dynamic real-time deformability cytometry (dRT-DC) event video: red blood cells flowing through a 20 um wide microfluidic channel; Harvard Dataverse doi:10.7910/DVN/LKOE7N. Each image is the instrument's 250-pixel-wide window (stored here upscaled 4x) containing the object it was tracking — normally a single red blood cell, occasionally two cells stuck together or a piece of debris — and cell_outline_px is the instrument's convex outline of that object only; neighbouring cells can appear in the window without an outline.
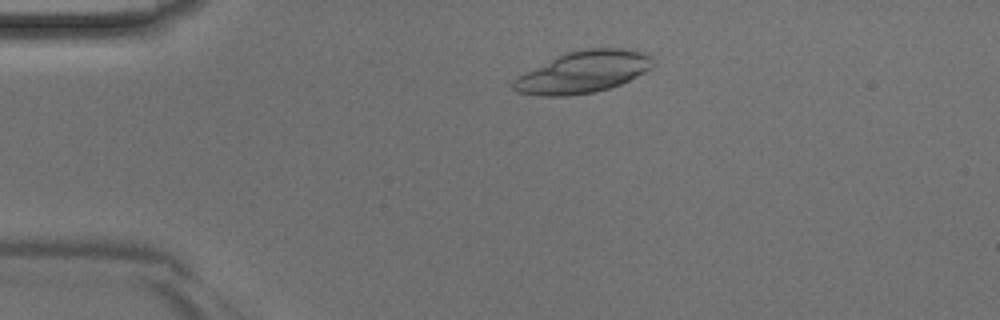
{"species": "Egyptian fruit bat (a non-hibernating species)", "species_latin": "Rousettus aegyptiacus", "temperature_condition": "room temperature", "stored_images_in_passage": 42, "camera_frame_rate_fps": 3000, "um_per_image_px": 0.085, "animal": {"sex": "male"}, "frame": {"image": 1, "passage_image": 7, "time_ms": 2.0, "image_size_px": [1000, 320], "cell_outline_px": [[652, 64], [644, 72], [620, 84], [608, 88], [592, 92], [568, 96], [540, 96], [516, 92], [512, 88], [512, 80], [556, 56], [564, 52], [584, 48], [620, 48], [640, 52], [648, 56], [652, 60]], "centroid_in_image_um": [49.5, 6.13], "position_along_channel_um": 35.5, "area_um2": 33.47}}
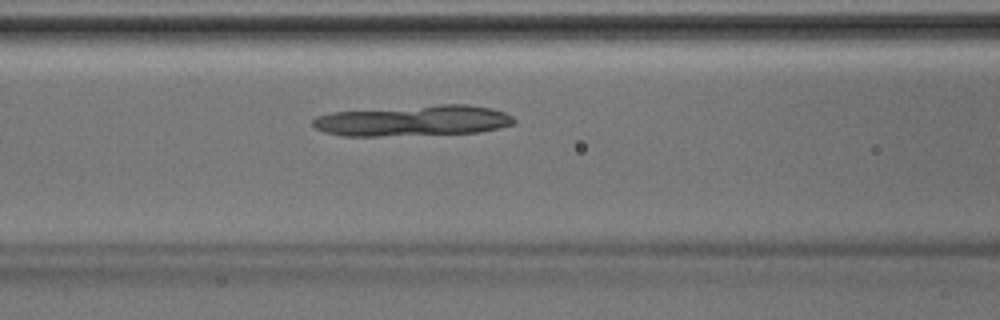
{"frame": {"image": 2, "passage_image": 16, "time_ms": 5.0, "image_size_px": [1000, 320], "cell_outline_px": [[516, 120], [512, 124], [480, 132], [376, 136], [344, 136], [324, 132], [316, 128], [312, 124], [312, 120], [316, 116], [332, 112], [440, 104], [468, 104], [492, 108], [504, 112], [512, 116]], "centroid_in_image_um": [35.11, 10.25], "position_along_channel_um": 131.5, "area_um2": 35.95}}
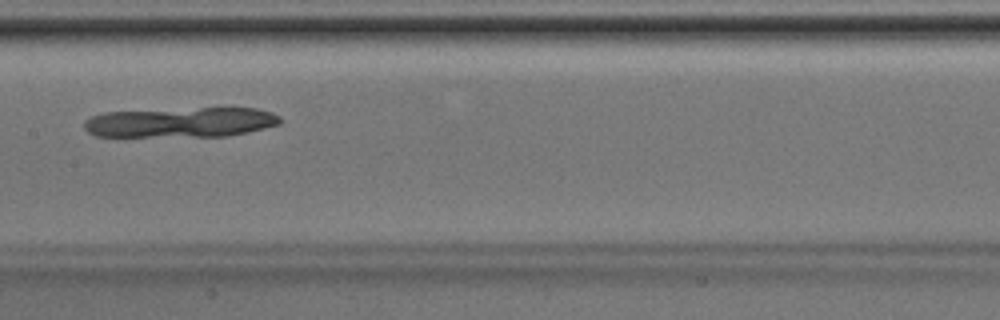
{"frame": {"image": 3, "passage_image": 20, "time_ms": 6.333, "image_size_px": [1000, 320], "cell_outline_px": [[280, 124], [248, 132], [228, 136], [96, 136], [88, 132], [84, 128], [84, 120], [92, 116], [104, 112], [200, 108], [256, 108], [272, 112], [280, 116]], "centroid_in_image_um": [15.38, 10.4], "position_along_channel_um": 192.0, "area_um2": 34.16}}